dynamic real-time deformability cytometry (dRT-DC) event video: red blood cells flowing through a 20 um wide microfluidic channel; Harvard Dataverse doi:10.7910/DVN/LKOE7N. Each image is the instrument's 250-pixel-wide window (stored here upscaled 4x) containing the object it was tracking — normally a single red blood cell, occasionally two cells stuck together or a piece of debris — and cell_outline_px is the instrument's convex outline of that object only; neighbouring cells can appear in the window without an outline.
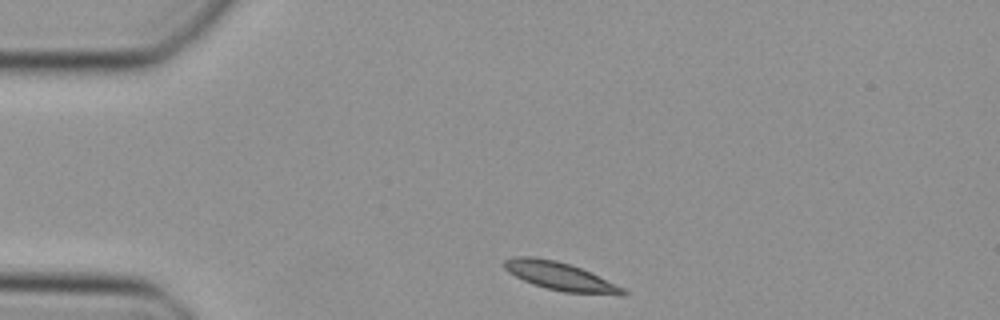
{"species": "Egyptian fruit bat (a non-hibernating species)", "species_latin": "Rousettus aegyptiacus", "temperature_condition": "cold", "stored_images_in_passage": 15, "camera_frame_rate_fps": 3000, "um_per_image_px": 0.085, "animal": {"sex": "female"}, "frame": {"image": 1, "passage_image": 1, "time_ms": 0.0, "image_size_px": [1000, 320], "cell_outline_px": [[628, 292], [624, 296], [620, 296], [564, 292], [532, 284], [508, 272], [504, 268], [504, 260], [516, 256], [532, 256], [556, 260], [572, 264], [624, 288]], "centroid_in_image_um": [47.64, 23.49], "position_along_channel_um": 37.4, "area_um2": 19.54}}
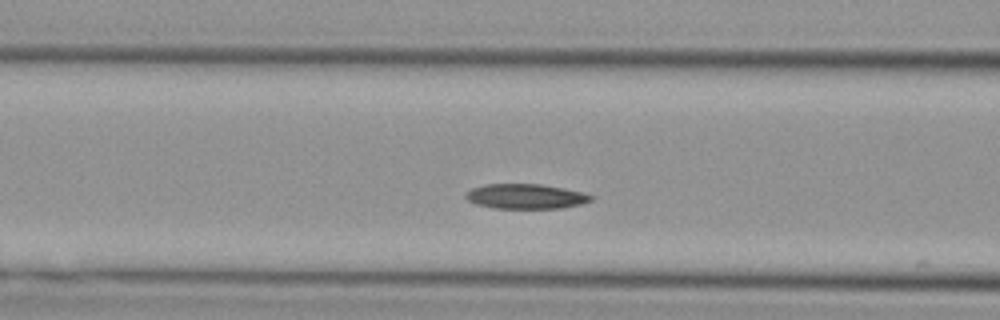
{"frame": {"image": 2, "passage_image": 10, "time_ms": 3.0, "image_size_px": [1000, 320], "cell_outline_px": [[596, 196], [592, 200], [580, 204], [560, 208], [496, 208], [476, 204], [468, 200], [464, 196], [464, 192], [472, 188], [484, 184], [540, 184], [580, 192]], "centroid_in_image_um": [44.64, 16.69], "position_along_channel_um": 122.0, "area_um2": 18.03}}
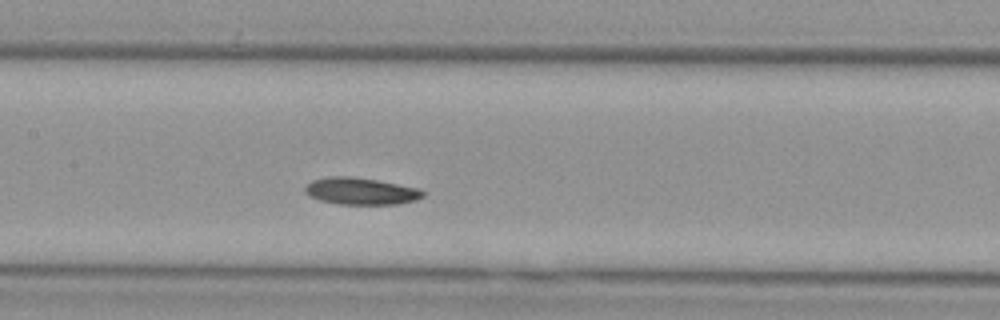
{"frame": {"image": 3, "passage_image": 14, "time_ms": 4.333, "image_size_px": [1000, 320], "cell_outline_px": [[424, 196], [416, 200], [396, 204], [340, 204], [320, 200], [308, 196], [304, 192], [304, 188], [312, 180], [332, 176], [352, 176], [376, 180], [420, 188], [424, 192]], "centroid_in_image_um": [30.66, 16.24], "position_along_channel_um": 176.7, "area_um2": 18.5}}